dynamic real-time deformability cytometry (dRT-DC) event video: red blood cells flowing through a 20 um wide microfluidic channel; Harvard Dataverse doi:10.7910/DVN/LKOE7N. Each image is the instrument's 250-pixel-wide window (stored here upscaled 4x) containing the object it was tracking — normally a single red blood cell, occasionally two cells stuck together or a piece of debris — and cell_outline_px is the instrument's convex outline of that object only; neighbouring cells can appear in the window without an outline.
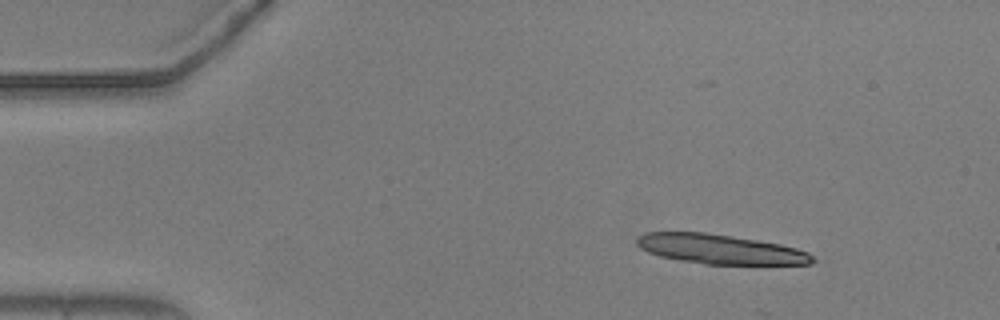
{"species": "common noctule bat (a hibernating species)", "species_latin": "Nyctalus noctula", "temperature_condition": "warm", "stored_images_in_passage": 10, "camera_frame_rate_fps": 3000, "um_per_image_px": 0.085, "animal": {"sex": "male", "body_mass_g": 20.5, "forearm_length_mm": 52.5}, "frame": {"image": 1, "passage_image": 6, "time_ms": 1.667, "image_size_px": [1000, 320], "cell_outline_px": [[820, 260], [812, 264], [704, 264], [680, 260], [660, 256], [648, 252], [640, 248], [636, 244], [636, 236], [644, 232], [704, 232], [756, 240], [780, 244], [796, 248], [808, 252]], "centroid_in_image_um": [61.22, 21.18], "position_along_channel_um": 23.8, "area_um2": 30.4}}